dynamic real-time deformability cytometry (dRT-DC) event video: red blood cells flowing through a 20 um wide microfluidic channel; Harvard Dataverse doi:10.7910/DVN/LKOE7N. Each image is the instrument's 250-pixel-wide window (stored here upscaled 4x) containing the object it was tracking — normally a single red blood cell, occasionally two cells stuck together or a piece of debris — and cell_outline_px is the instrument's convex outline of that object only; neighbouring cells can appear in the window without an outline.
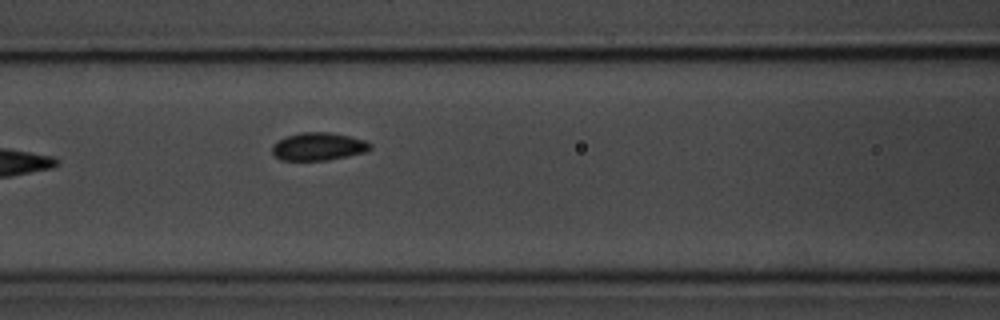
{"species": "common noctule bat (a hibernating species)", "species_latin": "Nyctalus noctula", "temperature_condition": "room temperature", "stored_images_in_passage": 7, "camera_frame_rate_fps": 3000, "um_per_image_px": 0.085, "animal": {"sex": "male", "body_mass_g": 20.1, "forearm_length_mm": 53.5}, "frame": {"image": 1, "passage_image": 7, "time_ms": 8.0, "image_size_px": [1000, 320], "cell_outline_px": [[372, 148], [364, 152], [348, 156], [328, 160], [280, 160], [272, 152], [272, 144], [276, 140], [300, 132], [328, 132], [348, 136], [364, 140], [372, 144]], "centroid_in_image_um": [27.04, 12.45], "position_along_channel_um": 139.6, "area_um2": 15.9}}